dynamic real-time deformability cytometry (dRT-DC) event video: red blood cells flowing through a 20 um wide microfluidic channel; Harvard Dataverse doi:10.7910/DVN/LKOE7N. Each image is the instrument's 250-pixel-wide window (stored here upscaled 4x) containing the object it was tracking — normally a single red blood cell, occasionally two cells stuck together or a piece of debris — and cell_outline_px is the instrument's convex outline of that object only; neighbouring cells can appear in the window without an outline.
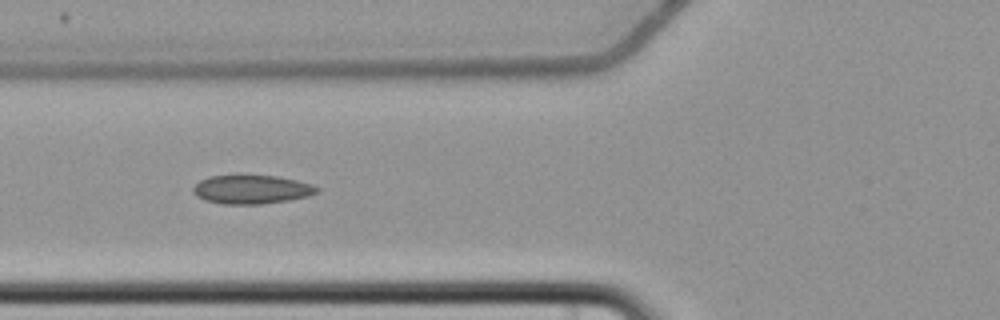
{"species": "common noctule bat (a hibernating species)", "species_latin": "Nyctalus noctula", "temperature_condition": "cold", "stored_images_in_passage": 9, "camera_frame_rate_fps": 3000, "um_per_image_px": 0.085, "animal": {"sex": "female", "body_mass_g": 22.7, "forearm_length_mm": 54.2}, "frame": {"image": 1, "passage_image": 7, "time_ms": 7.333, "image_size_px": [1000, 320], "cell_outline_px": [[320, 192], [308, 196], [288, 200], [260, 204], [224, 204], [204, 200], [196, 196], [192, 192], [192, 188], [200, 180], [208, 176], [236, 172], [240, 172], [276, 176], [296, 180], [312, 184], [320, 188]], "centroid_in_image_um": [21.34, 16.05], "position_along_channel_um": 104.5, "area_um2": 21.73}}
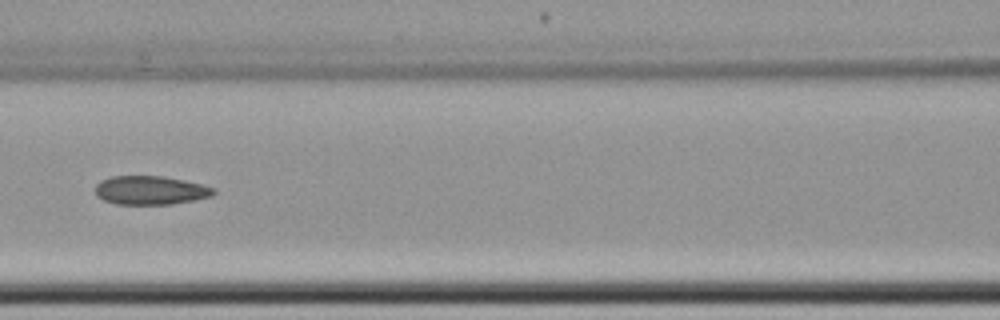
{"frame": {"image": 2, "passage_image": 8, "time_ms": 8.667, "image_size_px": [1000, 320], "cell_outline_px": [[216, 192], [212, 196], [196, 200], [172, 204], [116, 204], [104, 200], [96, 196], [96, 184], [100, 180], [112, 176], [164, 176], [200, 184], [216, 188]], "centroid_in_image_um": [12.79, 16.17], "position_along_channel_um": 153.8, "area_um2": 19.88}}
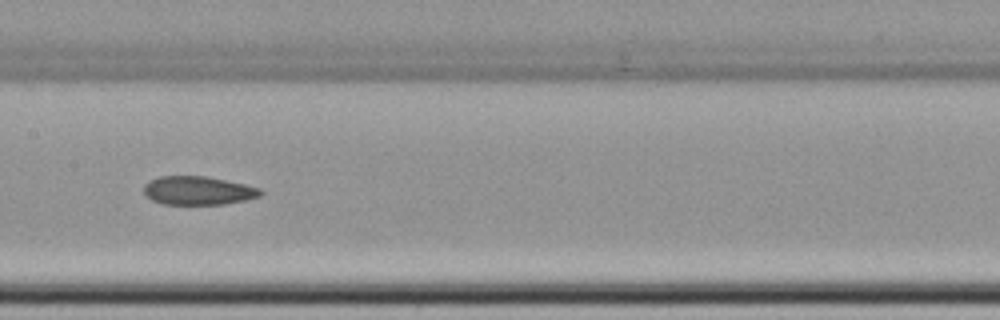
{"frame": {"image": 3, "passage_image": 9, "time_ms": 9.667, "image_size_px": [1000, 320], "cell_outline_px": [[264, 192], [260, 196], [244, 200], [224, 204], [164, 204], [152, 200], [144, 192], [144, 184], [148, 180], [160, 176], [204, 176], [244, 184], [260, 188]], "centroid_in_image_um": [16.82, 16.19], "position_along_channel_um": 190.6, "area_um2": 19.31}}